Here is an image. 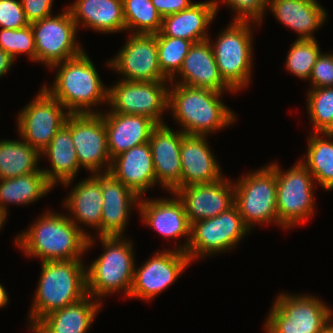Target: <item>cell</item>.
I'll return each instance as SVG.
<instances>
[{"label":"cell","mask_w":333,"mask_h":333,"mask_svg":"<svg viewBox=\"0 0 333 333\" xmlns=\"http://www.w3.org/2000/svg\"><path fill=\"white\" fill-rule=\"evenodd\" d=\"M322 6L312 0H268L267 9L281 25L291 28L298 40L316 39L314 32L329 20L328 12Z\"/></svg>","instance_id":"cell-26"},{"label":"cell","mask_w":333,"mask_h":333,"mask_svg":"<svg viewBox=\"0 0 333 333\" xmlns=\"http://www.w3.org/2000/svg\"><path fill=\"white\" fill-rule=\"evenodd\" d=\"M228 25L218 33L217 38L213 39L215 41H211L212 38L209 37V43L223 81L237 93L241 89L248 88L252 81L254 66L252 33L254 26L260 24L232 21Z\"/></svg>","instance_id":"cell-6"},{"label":"cell","mask_w":333,"mask_h":333,"mask_svg":"<svg viewBox=\"0 0 333 333\" xmlns=\"http://www.w3.org/2000/svg\"><path fill=\"white\" fill-rule=\"evenodd\" d=\"M107 67L126 81H170L160 70L156 34H129Z\"/></svg>","instance_id":"cell-16"},{"label":"cell","mask_w":333,"mask_h":333,"mask_svg":"<svg viewBox=\"0 0 333 333\" xmlns=\"http://www.w3.org/2000/svg\"><path fill=\"white\" fill-rule=\"evenodd\" d=\"M9 214H6L1 208H0V231L4 227L3 225L7 222L6 219Z\"/></svg>","instance_id":"cell-46"},{"label":"cell","mask_w":333,"mask_h":333,"mask_svg":"<svg viewBox=\"0 0 333 333\" xmlns=\"http://www.w3.org/2000/svg\"><path fill=\"white\" fill-rule=\"evenodd\" d=\"M170 81L117 80L108 86L110 111L121 114L144 115L157 124H164L162 116L168 111Z\"/></svg>","instance_id":"cell-11"},{"label":"cell","mask_w":333,"mask_h":333,"mask_svg":"<svg viewBox=\"0 0 333 333\" xmlns=\"http://www.w3.org/2000/svg\"><path fill=\"white\" fill-rule=\"evenodd\" d=\"M40 157H47L50 162V169L42 167L41 170L53 187L59 183L69 188L73 184L81 168L70 132V114Z\"/></svg>","instance_id":"cell-28"},{"label":"cell","mask_w":333,"mask_h":333,"mask_svg":"<svg viewBox=\"0 0 333 333\" xmlns=\"http://www.w3.org/2000/svg\"><path fill=\"white\" fill-rule=\"evenodd\" d=\"M239 178L234 180V205L238 208L244 224L251 231L259 224L263 226L274 223L279 226L275 171L266 164Z\"/></svg>","instance_id":"cell-9"},{"label":"cell","mask_w":333,"mask_h":333,"mask_svg":"<svg viewBox=\"0 0 333 333\" xmlns=\"http://www.w3.org/2000/svg\"><path fill=\"white\" fill-rule=\"evenodd\" d=\"M185 135L173 130L167 124H158L148 141L154 164V172L161 188L174 193L181 188V141Z\"/></svg>","instance_id":"cell-19"},{"label":"cell","mask_w":333,"mask_h":333,"mask_svg":"<svg viewBox=\"0 0 333 333\" xmlns=\"http://www.w3.org/2000/svg\"><path fill=\"white\" fill-rule=\"evenodd\" d=\"M94 238H99L104 252L90 265H86L88 295L101 303L107 295L115 292H123L125 298H129L135 268L133 241L125 236L90 237L86 252L96 241Z\"/></svg>","instance_id":"cell-5"},{"label":"cell","mask_w":333,"mask_h":333,"mask_svg":"<svg viewBox=\"0 0 333 333\" xmlns=\"http://www.w3.org/2000/svg\"><path fill=\"white\" fill-rule=\"evenodd\" d=\"M53 188L41 168L27 175L0 179V208L8 214L9 204L28 206L47 196Z\"/></svg>","instance_id":"cell-31"},{"label":"cell","mask_w":333,"mask_h":333,"mask_svg":"<svg viewBox=\"0 0 333 333\" xmlns=\"http://www.w3.org/2000/svg\"><path fill=\"white\" fill-rule=\"evenodd\" d=\"M307 113L313 126V133H333V86L309 88Z\"/></svg>","instance_id":"cell-35"},{"label":"cell","mask_w":333,"mask_h":333,"mask_svg":"<svg viewBox=\"0 0 333 333\" xmlns=\"http://www.w3.org/2000/svg\"><path fill=\"white\" fill-rule=\"evenodd\" d=\"M321 52L316 39H295L286 56L285 69L295 77L308 80Z\"/></svg>","instance_id":"cell-37"},{"label":"cell","mask_w":333,"mask_h":333,"mask_svg":"<svg viewBox=\"0 0 333 333\" xmlns=\"http://www.w3.org/2000/svg\"><path fill=\"white\" fill-rule=\"evenodd\" d=\"M0 48L14 60L18 55L25 54L29 60L36 62L35 39L30 24L20 29L1 28Z\"/></svg>","instance_id":"cell-38"},{"label":"cell","mask_w":333,"mask_h":333,"mask_svg":"<svg viewBox=\"0 0 333 333\" xmlns=\"http://www.w3.org/2000/svg\"><path fill=\"white\" fill-rule=\"evenodd\" d=\"M67 8L78 29L84 26L103 34L126 31L122 0H75Z\"/></svg>","instance_id":"cell-29"},{"label":"cell","mask_w":333,"mask_h":333,"mask_svg":"<svg viewBox=\"0 0 333 333\" xmlns=\"http://www.w3.org/2000/svg\"><path fill=\"white\" fill-rule=\"evenodd\" d=\"M174 193L183 202L190 224L218 216L235 204L234 182L226 176L213 183L187 185Z\"/></svg>","instance_id":"cell-18"},{"label":"cell","mask_w":333,"mask_h":333,"mask_svg":"<svg viewBox=\"0 0 333 333\" xmlns=\"http://www.w3.org/2000/svg\"><path fill=\"white\" fill-rule=\"evenodd\" d=\"M88 295L86 265L83 260L43 261L34 292L28 329L43 317L76 303Z\"/></svg>","instance_id":"cell-4"},{"label":"cell","mask_w":333,"mask_h":333,"mask_svg":"<svg viewBox=\"0 0 333 333\" xmlns=\"http://www.w3.org/2000/svg\"><path fill=\"white\" fill-rule=\"evenodd\" d=\"M173 197L147 198L140 197L138 213L144 224L157 231L165 238H185L178 243L175 250L186 252L191 237V224L185 213L183 202L175 193ZM184 243V244H183Z\"/></svg>","instance_id":"cell-17"},{"label":"cell","mask_w":333,"mask_h":333,"mask_svg":"<svg viewBox=\"0 0 333 333\" xmlns=\"http://www.w3.org/2000/svg\"><path fill=\"white\" fill-rule=\"evenodd\" d=\"M209 136L187 135L181 141V187L213 183L225 175L209 146Z\"/></svg>","instance_id":"cell-23"},{"label":"cell","mask_w":333,"mask_h":333,"mask_svg":"<svg viewBox=\"0 0 333 333\" xmlns=\"http://www.w3.org/2000/svg\"><path fill=\"white\" fill-rule=\"evenodd\" d=\"M307 294L279 293L264 322L266 333H320L333 319L325 301Z\"/></svg>","instance_id":"cell-7"},{"label":"cell","mask_w":333,"mask_h":333,"mask_svg":"<svg viewBox=\"0 0 333 333\" xmlns=\"http://www.w3.org/2000/svg\"><path fill=\"white\" fill-rule=\"evenodd\" d=\"M29 25L21 0H0V27L20 29Z\"/></svg>","instance_id":"cell-40"},{"label":"cell","mask_w":333,"mask_h":333,"mask_svg":"<svg viewBox=\"0 0 333 333\" xmlns=\"http://www.w3.org/2000/svg\"><path fill=\"white\" fill-rule=\"evenodd\" d=\"M109 173L139 197H144L148 190L157 186L149 143L134 146L114 157Z\"/></svg>","instance_id":"cell-24"},{"label":"cell","mask_w":333,"mask_h":333,"mask_svg":"<svg viewBox=\"0 0 333 333\" xmlns=\"http://www.w3.org/2000/svg\"><path fill=\"white\" fill-rule=\"evenodd\" d=\"M70 132L80 168L91 174L109 173L112 159L102 114H70Z\"/></svg>","instance_id":"cell-15"},{"label":"cell","mask_w":333,"mask_h":333,"mask_svg":"<svg viewBox=\"0 0 333 333\" xmlns=\"http://www.w3.org/2000/svg\"><path fill=\"white\" fill-rule=\"evenodd\" d=\"M103 303L87 295L43 317L30 331L32 333H87Z\"/></svg>","instance_id":"cell-30"},{"label":"cell","mask_w":333,"mask_h":333,"mask_svg":"<svg viewBox=\"0 0 333 333\" xmlns=\"http://www.w3.org/2000/svg\"><path fill=\"white\" fill-rule=\"evenodd\" d=\"M170 83L234 94L219 73L209 38L191 45L181 69Z\"/></svg>","instance_id":"cell-21"},{"label":"cell","mask_w":333,"mask_h":333,"mask_svg":"<svg viewBox=\"0 0 333 333\" xmlns=\"http://www.w3.org/2000/svg\"><path fill=\"white\" fill-rule=\"evenodd\" d=\"M151 1L162 17L185 10L194 3L191 0H151Z\"/></svg>","instance_id":"cell-43"},{"label":"cell","mask_w":333,"mask_h":333,"mask_svg":"<svg viewBox=\"0 0 333 333\" xmlns=\"http://www.w3.org/2000/svg\"><path fill=\"white\" fill-rule=\"evenodd\" d=\"M67 109L43 87L17 114L18 137L41 153L69 116Z\"/></svg>","instance_id":"cell-13"},{"label":"cell","mask_w":333,"mask_h":333,"mask_svg":"<svg viewBox=\"0 0 333 333\" xmlns=\"http://www.w3.org/2000/svg\"><path fill=\"white\" fill-rule=\"evenodd\" d=\"M49 70H56L53 85L45 83L42 87L70 114L101 113L102 109H95L99 108L96 106L108 104V87L85 50L76 57L52 65Z\"/></svg>","instance_id":"cell-2"},{"label":"cell","mask_w":333,"mask_h":333,"mask_svg":"<svg viewBox=\"0 0 333 333\" xmlns=\"http://www.w3.org/2000/svg\"><path fill=\"white\" fill-rule=\"evenodd\" d=\"M40 153L23 139L0 140V179H10L36 172Z\"/></svg>","instance_id":"cell-33"},{"label":"cell","mask_w":333,"mask_h":333,"mask_svg":"<svg viewBox=\"0 0 333 333\" xmlns=\"http://www.w3.org/2000/svg\"><path fill=\"white\" fill-rule=\"evenodd\" d=\"M42 214L37 216L29 228L16 235L15 244L18 248L27 257L40 258L41 262L83 260L88 237L67 214L56 213L54 210Z\"/></svg>","instance_id":"cell-1"},{"label":"cell","mask_w":333,"mask_h":333,"mask_svg":"<svg viewBox=\"0 0 333 333\" xmlns=\"http://www.w3.org/2000/svg\"><path fill=\"white\" fill-rule=\"evenodd\" d=\"M126 31L131 34H157L163 17L151 0H122Z\"/></svg>","instance_id":"cell-34"},{"label":"cell","mask_w":333,"mask_h":333,"mask_svg":"<svg viewBox=\"0 0 333 333\" xmlns=\"http://www.w3.org/2000/svg\"><path fill=\"white\" fill-rule=\"evenodd\" d=\"M63 10L30 24L35 39L36 63L41 62L48 69L84 51V47L77 43L78 28L70 10L67 7Z\"/></svg>","instance_id":"cell-12"},{"label":"cell","mask_w":333,"mask_h":333,"mask_svg":"<svg viewBox=\"0 0 333 333\" xmlns=\"http://www.w3.org/2000/svg\"><path fill=\"white\" fill-rule=\"evenodd\" d=\"M250 232L234 205L218 216L192 223L190 242L185 253L191 263L221 252L224 254L235 249Z\"/></svg>","instance_id":"cell-10"},{"label":"cell","mask_w":333,"mask_h":333,"mask_svg":"<svg viewBox=\"0 0 333 333\" xmlns=\"http://www.w3.org/2000/svg\"><path fill=\"white\" fill-rule=\"evenodd\" d=\"M101 191V236H125L130 213L139 208L140 197L110 173H101Z\"/></svg>","instance_id":"cell-20"},{"label":"cell","mask_w":333,"mask_h":333,"mask_svg":"<svg viewBox=\"0 0 333 333\" xmlns=\"http://www.w3.org/2000/svg\"><path fill=\"white\" fill-rule=\"evenodd\" d=\"M224 92L170 83L168 111L187 135L209 136L234 124L236 115L221 100ZM181 128V129H180Z\"/></svg>","instance_id":"cell-3"},{"label":"cell","mask_w":333,"mask_h":333,"mask_svg":"<svg viewBox=\"0 0 333 333\" xmlns=\"http://www.w3.org/2000/svg\"><path fill=\"white\" fill-rule=\"evenodd\" d=\"M107 112V113H106ZM107 132V149L111 159L130 148L147 143L158 125L144 115L101 112Z\"/></svg>","instance_id":"cell-25"},{"label":"cell","mask_w":333,"mask_h":333,"mask_svg":"<svg viewBox=\"0 0 333 333\" xmlns=\"http://www.w3.org/2000/svg\"><path fill=\"white\" fill-rule=\"evenodd\" d=\"M310 88H322L333 86V53L321 52L313 66L308 79Z\"/></svg>","instance_id":"cell-41"},{"label":"cell","mask_w":333,"mask_h":333,"mask_svg":"<svg viewBox=\"0 0 333 333\" xmlns=\"http://www.w3.org/2000/svg\"><path fill=\"white\" fill-rule=\"evenodd\" d=\"M268 165L277 177L279 227L289 230L296 225L305 224L316 212L314 177L300 160L284 171L277 162H270Z\"/></svg>","instance_id":"cell-8"},{"label":"cell","mask_w":333,"mask_h":333,"mask_svg":"<svg viewBox=\"0 0 333 333\" xmlns=\"http://www.w3.org/2000/svg\"><path fill=\"white\" fill-rule=\"evenodd\" d=\"M54 0H21L29 24L52 16Z\"/></svg>","instance_id":"cell-42"},{"label":"cell","mask_w":333,"mask_h":333,"mask_svg":"<svg viewBox=\"0 0 333 333\" xmlns=\"http://www.w3.org/2000/svg\"><path fill=\"white\" fill-rule=\"evenodd\" d=\"M192 263L182 251L167 249L155 252L145 263L134 268L129 298L154 300L182 275Z\"/></svg>","instance_id":"cell-14"},{"label":"cell","mask_w":333,"mask_h":333,"mask_svg":"<svg viewBox=\"0 0 333 333\" xmlns=\"http://www.w3.org/2000/svg\"><path fill=\"white\" fill-rule=\"evenodd\" d=\"M14 63L15 60L7 52L0 48V78L11 70Z\"/></svg>","instance_id":"cell-44"},{"label":"cell","mask_w":333,"mask_h":333,"mask_svg":"<svg viewBox=\"0 0 333 333\" xmlns=\"http://www.w3.org/2000/svg\"><path fill=\"white\" fill-rule=\"evenodd\" d=\"M73 185L68 196L65 198L63 208L68 218L88 237L101 236V215H102V191H101V173L89 174ZM93 227L98 234L91 236L84 227Z\"/></svg>","instance_id":"cell-22"},{"label":"cell","mask_w":333,"mask_h":333,"mask_svg":"<svg viewBox=\"0 0 333 333\" xmlns=\"http://www.w3.org/2000/svg\"><path fill=\"white\" fill-rule=\"evenodd\" d=\"M7 304H9V295L4 286L0 283V308H4Z\"/></svg>","instance_id":"cell-45"},{"label":"cell","mask_w":333,"mask_h":333,"mask_svg":"<svg viewBox=\"0 0 333 333\" xmlns=\"http://www.w3.org/2000/svg\"><path fill=\"white\" fill-rule=\"evenodd\" d=\"M220 4L217 0L195 2L189 8L163 17L160 33L193 43L210 37L207 29L216 18Z\"/></svg>","instance_id":"cell-27"},{"label":"cell","mask_w":333,"mask_h":333,"mask_svg":"<svg viewBox=\"0 0 333 333\" xmlns=\"http://www.w3.org/2000/svg\"><path fill=\"white\" fill-rule=\"evenodd\" d=\"M307 150L300 161L326 192L333 190V133H311Z\"/></svg>","instance_id":"cell-32"},{"label":"cell","mask_w":333,"mask_h":333,"mask_svg":"<svg viewBox=\"0 0 333 333\" xmlns=\"http://www.w3.org/2000/svg\"><path fill=\"white\" fill-rule=\"evenodd\" d=\"M158 63L161 72L171 80L181 69L192 41L156 34Z\"/></svg>","instance_id":"cell-36"},{"label":"cell","mask_w":333,"mask_h":333,"mask_svg":"<svg viewBox=\"0 0 333 333\" xmlns=\"http://www.w3.org/2000/svg\"><path fill=\"white\" fill-rule=\"evenodd\" d=\"M320 333H333V320Z\"/></svg>","instance_id":"cell-47"},{"label":"cell","mask_w":333,"mask_h":333,"mask_svg":"<svg viewBox=\"0 0 333 333\" xmlns=\"http://www.w3.org/2000/svg\"><path fill=\"white\" fill-rule=\"evenodd\" d=\"M234 13L233 21H250L262 25L268 0H218Z\"/></svg>","instance_id":"cell-39"}]
</instances>
